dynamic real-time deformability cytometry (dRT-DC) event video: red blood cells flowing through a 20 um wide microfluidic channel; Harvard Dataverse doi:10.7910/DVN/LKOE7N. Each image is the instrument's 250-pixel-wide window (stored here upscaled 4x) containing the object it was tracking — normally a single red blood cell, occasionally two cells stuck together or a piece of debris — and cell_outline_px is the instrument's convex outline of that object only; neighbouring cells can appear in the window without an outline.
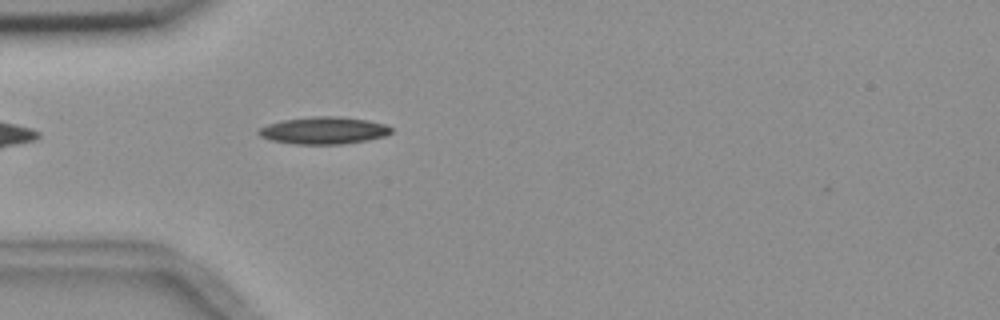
{"species": "common noctule bat (a hibernating species)", "species_latin": "Nyctalus noctula", "temperature_condition": "room temperature", "stored_images_in_passage": 4, "camera_frame_rate_fps": 3000, "um_per_image_px": 0.085, "animal": {"sex": "female", "body_mass_g": 18.4}, "frame": {"image": 1, "passage_image": 4, "time_ms": 4.333, "image_size_px": [1000, 320], "cell_outline_px": [[392, 132], [384, 136], [368, 140], [344, 144], [296, 144], [272, 140], [260, 136], [256, 132], [260, 128], [268, 124], [284, 120], [312, 116], [336, 116], [368, 120], [388, 124], [392, 128]], "centroid_in_image_um": [27.56, 11.09], "position_along_channel_um": 57.4, "area_um2": 21.04}}